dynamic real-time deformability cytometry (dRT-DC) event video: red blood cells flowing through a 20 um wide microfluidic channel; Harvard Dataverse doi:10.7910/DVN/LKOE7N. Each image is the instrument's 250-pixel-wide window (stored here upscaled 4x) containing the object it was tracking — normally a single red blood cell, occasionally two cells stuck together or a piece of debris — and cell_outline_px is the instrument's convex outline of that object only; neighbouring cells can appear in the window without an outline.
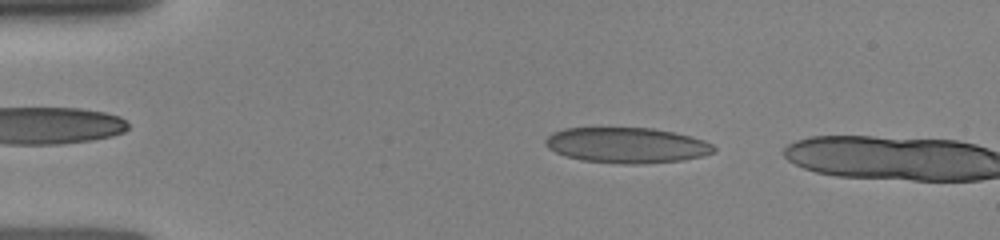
{"species": "human", "species_latin": "Homo sapiens", "temperature_condition": "room temperature", "stored_images_in_passage": 5, "camera_frame_rate_fps": 3000, "um_per_image_px": 0.085, "donor": {"sex": "female"}, "frame": {"image": 1, "passage_image": 4, "time_ms": 1.0, "image_size_px": [1000, 240], "cell_outline_px": [[716, 152], [684, 160], [636, 164], [624, 164], [580, 160], [556, 152], [548, 148], [544, 144], [544, 140], [552, 132], [564, 128], [652, 128], [692, 136], [704, 140], [712, 144], [716, 148]], "centroid_in_image_um": [53.27, 12.34], "position_along_channel_um": 31.7, "area_um2": 34.85}}